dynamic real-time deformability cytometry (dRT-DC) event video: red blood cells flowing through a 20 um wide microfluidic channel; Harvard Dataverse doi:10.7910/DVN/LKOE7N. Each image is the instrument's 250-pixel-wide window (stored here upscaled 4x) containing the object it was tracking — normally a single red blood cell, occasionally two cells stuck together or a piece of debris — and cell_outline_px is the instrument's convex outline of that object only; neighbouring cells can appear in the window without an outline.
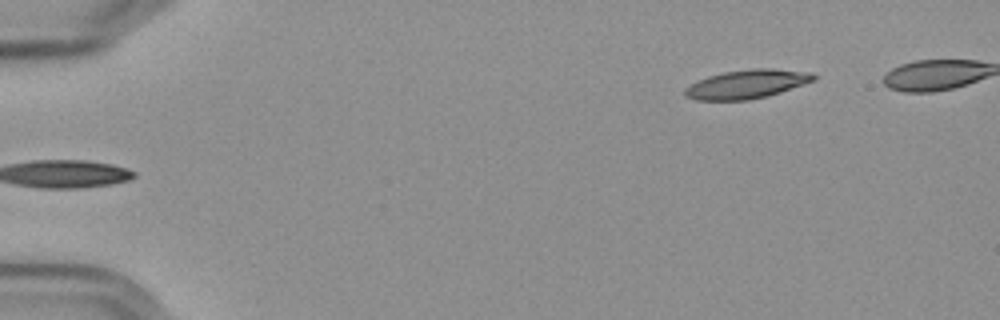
{"species": "Egyptian fruit bat (a non-hibernating species)", "species_latin": "Rousettus aegyptiacus", "temperature_condition": "cold", "stored_images_in_passage": 46, "camera_frame_rate_fps": 3000, "um_per_image_px": 0.085, "frame": {"image": 1, "passage_image": 1, "time_ms": 0.0, "image_size_px": [1000, 320], "cell_outline_px": [[816, 80], [768, 96], [748, 100], [696, 100], [684, 96], [684, 88], [696, 80], [708, 76], [724, 72], [752, 68], [772, 68], [812, 72], [816, 76]], "centroid_in_image_um": [63.47, 7.14], "position_along_channel_um": 21.5, "area_um2": 21.79}}
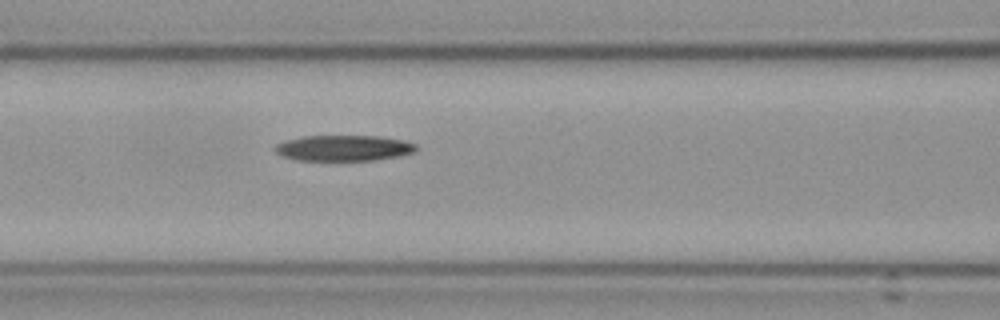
{"frame": {"image": 2, "passage_image": 19, "time_ms": 6.0, "image_size_px": [1000, 320], "cell_outline_px": [[416, 152], [400, 156], [376, 160], [296, 160], [280, 156], [272, 148], [276, 144], [284, 140], [304, 136], [380, 136], [404, 140], [416, 144]], "centroid_in_image_um": [29.2, 12.58], "position_along_channel_um": 137.4, "area_um2": 21.44}}
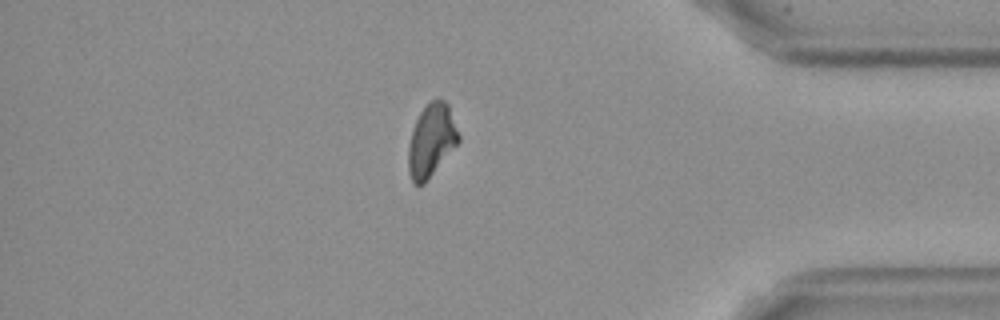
{"frame": {"image": 3, "passage_image": 43, "time_ms": 14.0, "image_size_px": [1000, 320], "cell_outline_px": [[460, 140], [424, 184], [416, 184], [412, 180], [408, 172], [408, 148], [412, 132], [416, 120], [420, 112], [428, 100], [444, 100], [448, 104], [460, 136]], "centroid_in_image_um": [36.66, 11.92], "position_along_channel_um": 398.5, "area_um2": 21.04}}